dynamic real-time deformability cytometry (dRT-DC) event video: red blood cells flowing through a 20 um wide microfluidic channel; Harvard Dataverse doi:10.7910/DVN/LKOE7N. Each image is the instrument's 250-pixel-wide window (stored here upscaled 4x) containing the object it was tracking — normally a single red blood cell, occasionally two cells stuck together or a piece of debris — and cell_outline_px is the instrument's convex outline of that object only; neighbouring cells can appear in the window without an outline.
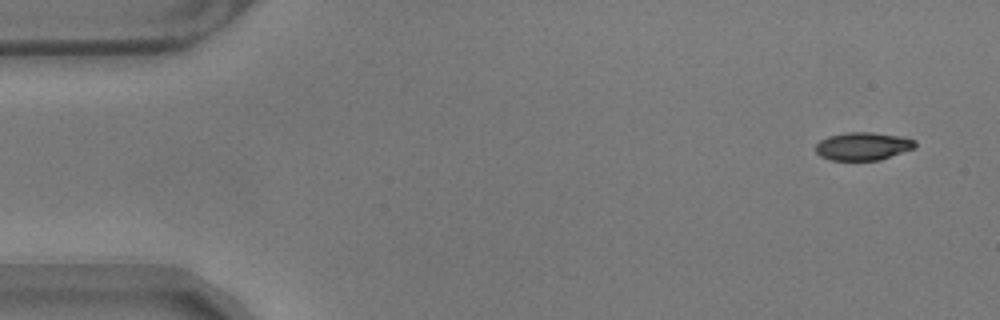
{"species": "common noctule bat (a hibernating species)", "species_latin": "Nyctalus noctula", "temperature_condition": "warm", "stored_images_in_passage": 11, "camera_frame_rate_fps": 3000, "um_per_image_px": 0.085, "animal": {"sex": "male", "body_mass_g": 17.9}, "frame": {"image": 1, "passage_image": 1, "time_ms": 0.0, "image_size_px": [1000, 320], "cell_outline_px": [[916, 148], [880, 160], [832, 160], [820, 156], [816, 152], [816, 144], [820, 140], [828, 136], [844, 132], [872, 132], [900, 136], [916, 140]], "centroid_in_image_um": [73.36, 12.42], "position_along_channel_um": 11.6, "area_um2": 16.36}}